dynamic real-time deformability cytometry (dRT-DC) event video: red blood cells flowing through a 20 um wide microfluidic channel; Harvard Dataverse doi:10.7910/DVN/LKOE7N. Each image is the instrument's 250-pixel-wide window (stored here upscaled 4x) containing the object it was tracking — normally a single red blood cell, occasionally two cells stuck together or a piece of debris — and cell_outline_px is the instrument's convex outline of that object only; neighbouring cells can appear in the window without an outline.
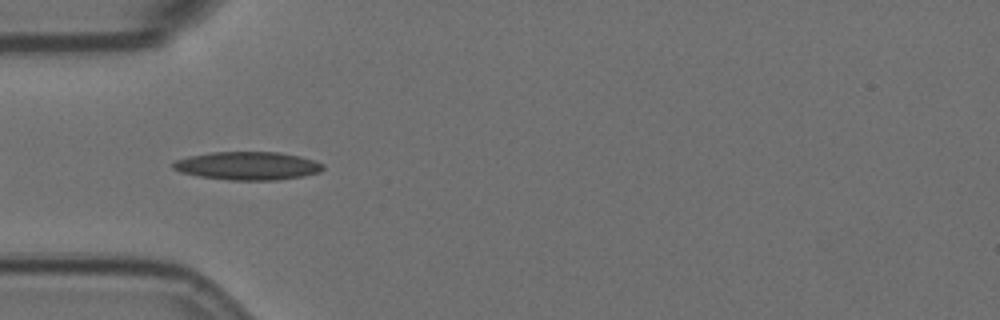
{"species": "Egyptian fruit bat (a non-hibernating species)", "species_latin": "Rousettus aegyptiacus", "temperature_condition": "room temperature", "stored_images_in_passage": 16, "camera_frame_rate_fps": 3000, "um_per_image_px": 0.085, "animal": {"sex": "female"}, "frame": {"image": 1, "passage_image": 3, "time_ms": 0.667, "image_size_px": [1000, 320], "cell_outline_px": [[324, 168], [320, 172], [304, 176], [276, 180], [228, 180], [200, 176], [180, 172], [172, 168], [172, 160], [188, 156], [212, 152], [280, 152], [300, 156], [324, 164]], "centroid_in_image_um": [21.03, 14.09], "position_along_channel_um": 64.0, "area_um2": 24.8}}
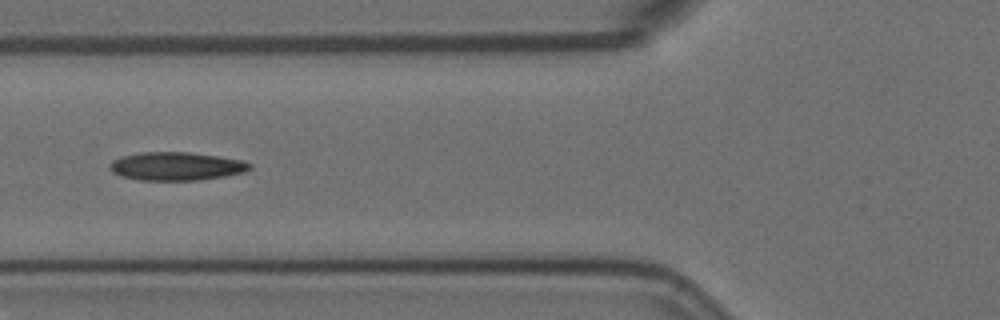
{"frame": {"image": 2, "passage_image": 7, "time_ms": 2.0, "image_size_px": [1000, 320], "cell_outline_px": [[252, 168], [244, 172], [224, 176], [200, 180], [140, 180], [120, 176], [112, 172], [108, 168], [108, 164], [112, 160], [120, 156], [140, 152], [188, 152], [244, 160], [252, 164]], "centroid_in_image_um": [14.95, 14.13], "position_along_channel_um": 110.9, "area_um2": 23.29}}